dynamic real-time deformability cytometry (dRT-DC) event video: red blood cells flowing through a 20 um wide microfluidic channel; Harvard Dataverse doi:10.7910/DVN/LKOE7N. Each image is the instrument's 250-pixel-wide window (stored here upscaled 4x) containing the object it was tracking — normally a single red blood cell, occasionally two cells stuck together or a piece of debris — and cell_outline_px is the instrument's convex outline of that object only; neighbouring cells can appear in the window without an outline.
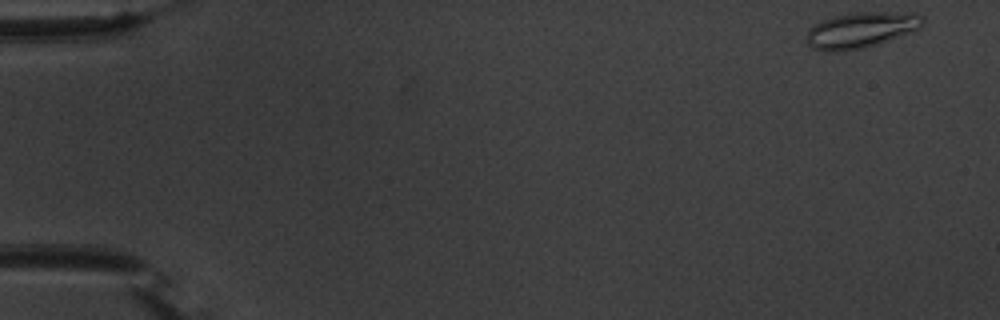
{"species": "common noctule bat (a hibernating species)", "species_latin": "Nyctalus noctula", "temperature_condition": "warm", "stored_images_in_passage": 53, "camera_frame_rate_fps": 3000, "um_per_image_px": 0.085, "animal": {"sex": "male", "body_mass_g": 20.1, "forearm_length_mm": 53.5}, "frame": {"image": 1, "passage_image": 1, "time_ms": 0.0, "image_size_px": [1000, 320], "cell_outline_px": [[924, 24], [920, 28], [912, 32], [864, 48], [832, 52], [812, 48], [804, 40], [804, 36], [808, 28], [832, 16], [864, 12], [912, 12], [924, 16]], "centroid_in_image_um": [73.18, 2.55], "position_along_channel_um": 11.8, "area_um2": 24.33}}
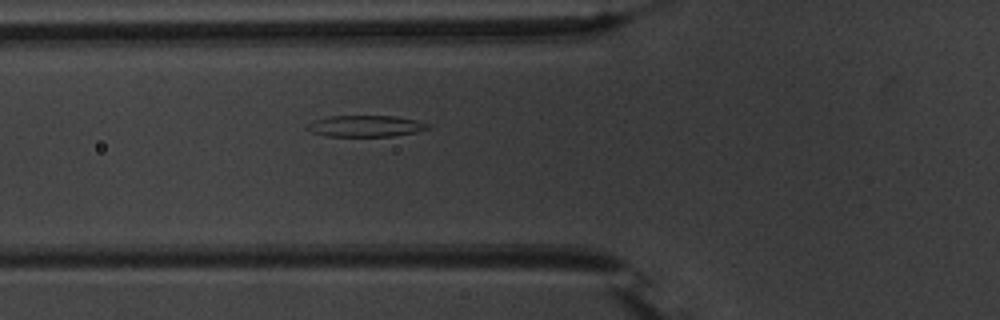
{"frame": {"image": 2, "passage_image": 19, "time_ms": 6.0, "image_size_px": [1000, 320], "cell_outline_px": [[428, 128], [416, 132], [392, 136], [324, 136], [312, 132], [304, 128], [312, 120], [328, 116], [396, 116], [416, 120], [428, 124]], "centroid_in_image_um": [31.0, 10.71], "position_along_channel_um": 94.8, "area_um2": 15.03}}
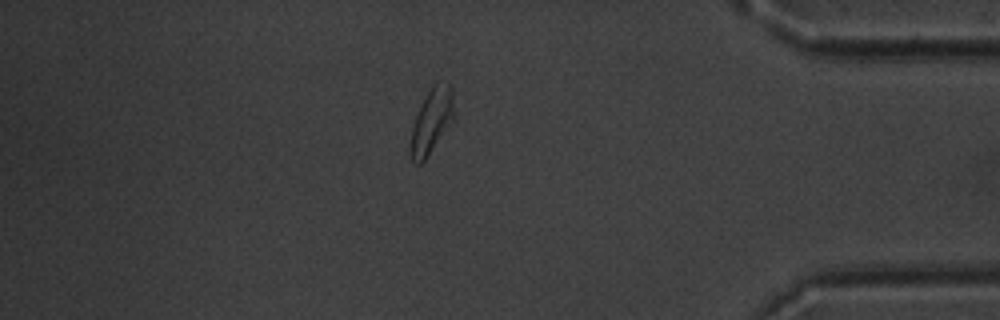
{"frame": {"image": 3, "passage_image": 46, "time_ms": 15.0, "image_size_px": [1000, 320], "cell_outline_px": [[456, 116], [424, 160], [420, 164], [416, 164], [412, 160], [408, 148], [412, 128], [416, 116], [428, 92], [436, 80], [448, 80], [452, 84]], "centroid_in_image_um": [36.73, 10.21], "position_along_channel_um": 398.5, "area_um2": 16.76}, "authors_computed_cell_mechanics": {"area_um2": 16.3574, "velocity_mm_per_s": 3.7028, "shape_relaxation_time_tau1_ms": 5.8745, "shape_relaxation_time_tau2_ms": 2.4448, "deformation_change_tau1": 0.1951, "deformation_change_tau2": 0.0738}}